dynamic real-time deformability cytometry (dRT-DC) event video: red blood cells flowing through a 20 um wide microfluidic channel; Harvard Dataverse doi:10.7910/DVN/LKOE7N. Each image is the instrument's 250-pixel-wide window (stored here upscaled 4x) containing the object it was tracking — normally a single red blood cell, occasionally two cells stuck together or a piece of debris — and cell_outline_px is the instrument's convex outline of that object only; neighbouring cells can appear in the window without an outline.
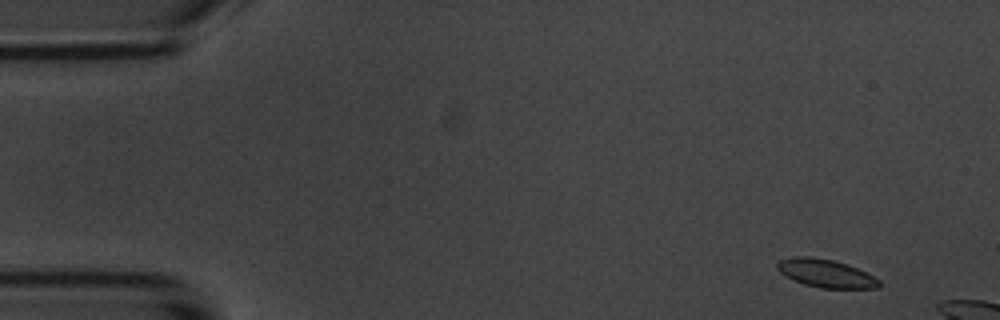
{"species": "common noctule bat (a hibernating species)", "species_latin": "Nyctalus noctula", "temperature_condition": "room temperature", "stored_images_in_passage": 11, "camera_frame_rate_fps": 3000, "um_per_image_px": 0.085, "animal": {"sex": "male", "body_mass_g": 20.1, "forearm_length_mm": 53.5}, "frame": {"image": 1, "passage_image": 2, "time_ms": 0.333, "image_size_px": [1000, 320], "cell_outline_px": [[880, 288], [820, 288], [804, 284], [792, 280], [780, 272], [776, 268], [776, 264], [780, 260], [792, 256], [812, 256], [832, 260], [848, 264], [880, 280]], "centroid_in_image_um": [70.16, 23.23], "position_along_channel_um": 14.8, "area_um2": 16.7}}